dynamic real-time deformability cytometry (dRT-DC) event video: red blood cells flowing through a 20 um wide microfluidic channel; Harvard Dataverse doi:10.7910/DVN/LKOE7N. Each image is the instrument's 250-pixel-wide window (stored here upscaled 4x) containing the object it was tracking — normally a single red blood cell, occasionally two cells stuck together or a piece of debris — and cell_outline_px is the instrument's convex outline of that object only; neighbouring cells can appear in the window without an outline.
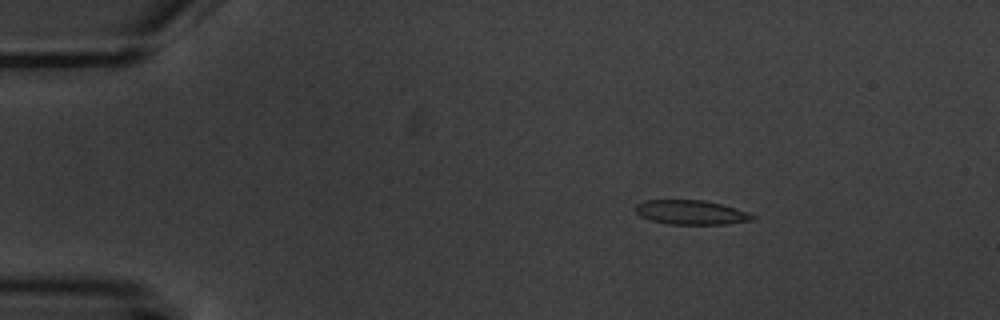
{"species": "common noctule bat (a hibernating species)", "species_latin": "Nyctalus noctula", "temperature_condition": "warm", "stored_images_in_passage": 4, "camera_frame_rate_fps": 3000, "um_per_image_px": 0.085, "animal": {"sex": "male", "body_mass_g": 20.1, "forearm_length_mm": 53.5}, "frame": {"image": 1, "passage_image": 3, "time_ms": 2.333, "image_size_px": [1000, 320], "cell_outline_px": [[756, 220], [724, 224], [668, 224], [652, 220], [640, 216], [636, 212], [636, 204], [644, 200], [704, 200], [720, 204], [756, 216]], "centroid_in_image_um": [58.71, 18.05], "position_along_channel_um": 26.3, "area_um2": 16.36}}